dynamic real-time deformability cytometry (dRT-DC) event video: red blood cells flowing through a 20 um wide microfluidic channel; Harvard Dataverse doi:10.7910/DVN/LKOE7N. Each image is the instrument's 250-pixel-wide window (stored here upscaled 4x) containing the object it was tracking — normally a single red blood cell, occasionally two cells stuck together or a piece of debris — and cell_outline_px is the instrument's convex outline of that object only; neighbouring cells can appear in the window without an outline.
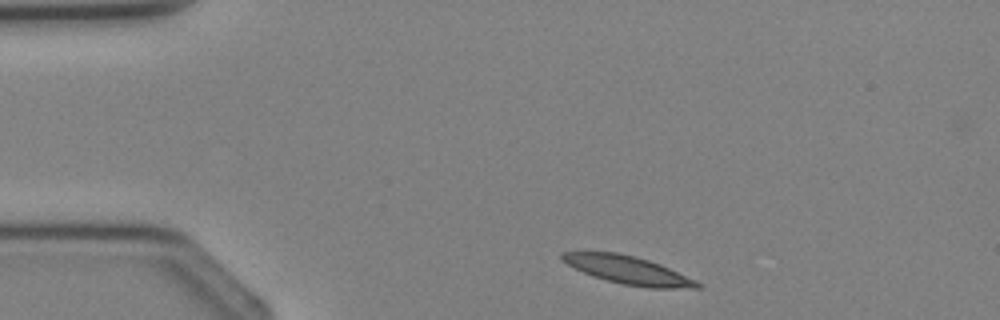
{"species": "Egyptian fruit bat (a non-hibernating species)", "species_latin": "Rousettus aegyptiacus", "temperature_condition": "cold", "stored_images_in_passage": 2, "camera_frame_rate_fps": 3000, "um_per_image_px": 0.085, "animal": {"sex": "female"}, "frame": {"image": 1, "passage_image": 1, "time_ms": 0.0, "image_size_px": [1000, 320], "cell_outline_px": [[704, 288], [648, 288], [624, 284], [592, 276], [560, 260], [560, 252], [616, 252], [636, 256], [660, 264], [696, 280], [704, 284]], "centroid_in_image_um": [53.43, 22.96], "position_along_channel_um": 31.6, "area_um2": 22.02}}